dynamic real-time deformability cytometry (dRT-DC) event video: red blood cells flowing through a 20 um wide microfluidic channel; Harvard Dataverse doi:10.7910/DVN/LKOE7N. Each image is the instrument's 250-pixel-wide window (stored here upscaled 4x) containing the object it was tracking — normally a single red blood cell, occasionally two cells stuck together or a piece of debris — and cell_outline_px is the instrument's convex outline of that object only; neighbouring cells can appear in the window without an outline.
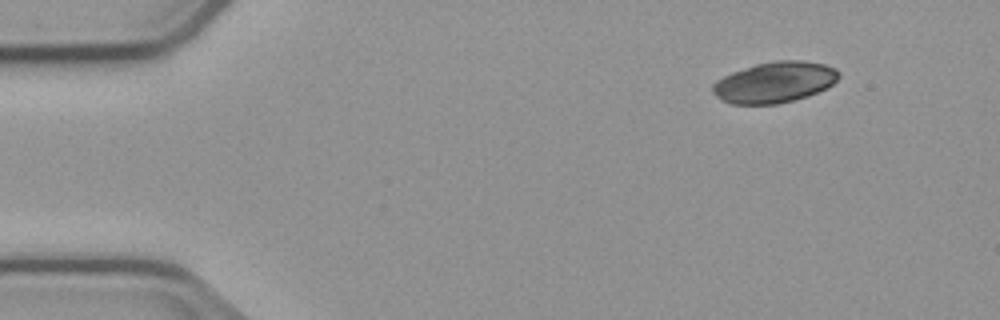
{"species": "common noctule bat (a hibernating species)", "species_latin": "Nyctalus noctula", "temperature_condition": "cold", "stored_images_in_passage": 4, "camera_frame_rate_fps": 3000, "um_per_image_px": 0.085, "animal": {"sex": "male", "body_mass_g": 23.1, "forearm_length_mm": 52.7}, "frame": {"image": 1, "passage_image": 1, "time_ms": 0.0, "image_size_px": [1000, 320], "cell_outline_px": [[840, 76], [828, 88], [808, 96], [776, 104], [732, 104], [720, 100], [712, 92], [712, 84], [716, 80], [732, 72], [756, 64], [772, 60], [800, 60], [824, 64], [836, 68], [840, 72]], "centroid_in_image_um": [65.84, 6.99], "position_along_channel_um": 19.2, "area_um2": 30.23}}